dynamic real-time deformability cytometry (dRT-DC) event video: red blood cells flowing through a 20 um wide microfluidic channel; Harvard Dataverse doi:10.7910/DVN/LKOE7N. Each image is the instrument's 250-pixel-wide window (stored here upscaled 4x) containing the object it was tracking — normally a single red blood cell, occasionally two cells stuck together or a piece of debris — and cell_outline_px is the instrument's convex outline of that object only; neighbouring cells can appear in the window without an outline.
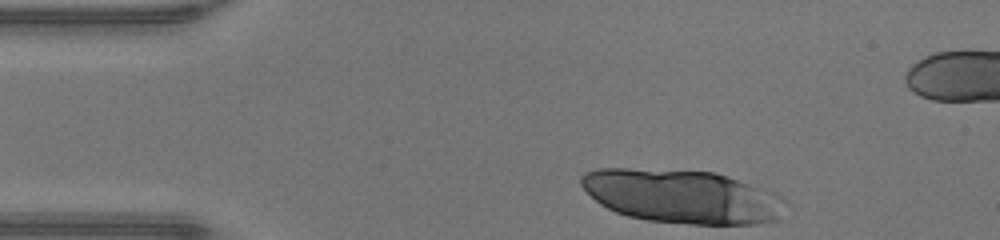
{"species": "human", "species_latin": "Homo sapiens", "temperature_condition": "warm", "stored_images_in_passage": 11, "camera_frame_rate_fps": 3000, "um_per_image_px": 0.085, "donor": {"sex": "male"}, "frame": {"image": 1, "passage_image": 1, "time_ms": 0.0, "image_size_px": [1000, 240], "cell_outline_px": [[788, 204], [776, 220], [756, 224], [692, 224], [648, 220], [628, 216], [616, 212], [600, 204], [580, 184], [580, 176], [584, 172], [600, 168], [628, 168], [716, 172], [728, 176], [772, 192], [780, 196]], "centroid_in_image_um": [57.97, 16.69], "position_along_channel_um": 27.0, "area_um2": 63.64}}